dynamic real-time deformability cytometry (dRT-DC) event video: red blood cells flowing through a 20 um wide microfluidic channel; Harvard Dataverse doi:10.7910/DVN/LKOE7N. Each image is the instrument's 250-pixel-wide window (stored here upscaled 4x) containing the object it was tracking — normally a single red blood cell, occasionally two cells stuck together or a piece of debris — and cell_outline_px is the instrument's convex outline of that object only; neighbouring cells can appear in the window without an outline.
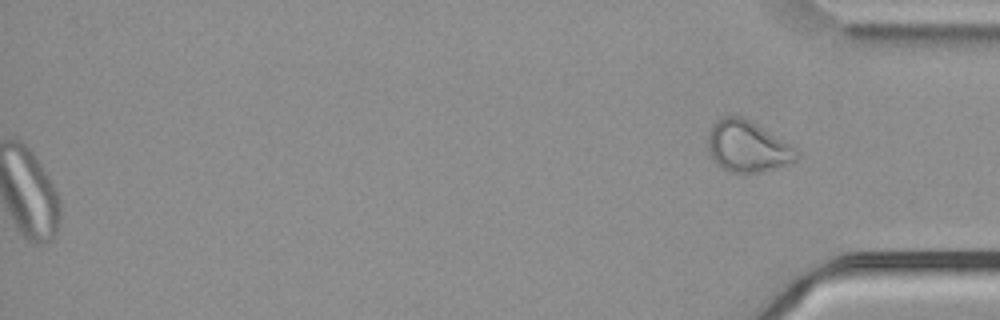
{"species": "common noctule bat (a hibernating species)", "species_latin": "Nyctalus noctula", "temperature_condition": "cold", "stored_images_in_passage": 57, "camera_frame_rate_fps": 3000, "um_per_image_px": 0.085, "animal": {"sex": "male", "body_mass_g": 21.5, "forearm_length_mm": 52.0}, "frame": {"image": 1, "passage_image": 57, "time_ms": 18.667, "image_size_px": [1000, 320], "cell_outline_px": [[800, 156], [796, 160], [776, 168], [764, 172], [728, 172], [708, 152], [708, 132], [716, 120], [724, 116], [736, 112], [792, 144], [800, 152]], "centroid_in_image_um": [63.57, 12.4], "position_along_channel_um": 371.6, "area_um2": 26.82}}